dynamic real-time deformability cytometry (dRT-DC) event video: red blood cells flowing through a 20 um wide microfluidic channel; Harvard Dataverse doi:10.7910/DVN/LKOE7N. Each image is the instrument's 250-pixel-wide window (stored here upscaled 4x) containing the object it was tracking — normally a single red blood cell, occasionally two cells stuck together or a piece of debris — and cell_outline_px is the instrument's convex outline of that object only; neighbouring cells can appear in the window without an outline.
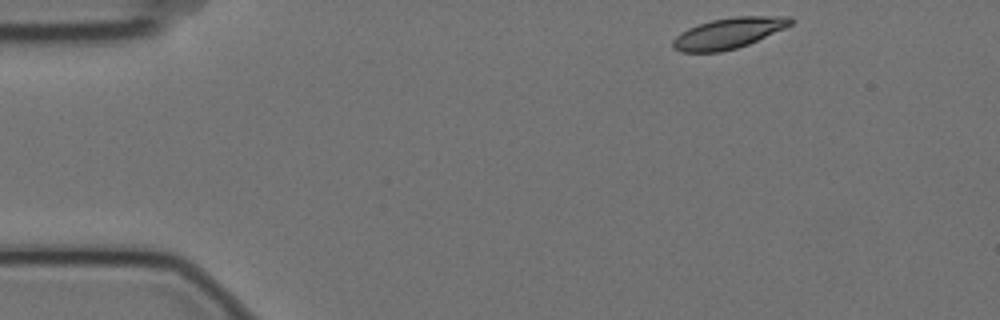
{"species": "Egyptian fruit bat (a non-hibernating species)", "species_latin": "Rousettus aegyptiacus", "temperature_condition": "cold", "stored_images_in_passage": 4, "camera_frame_rate_fps": 3000, "um_per_image_px": 0.085, "animal": {"sex": "female"}, "frame": {"image": 1, "passage_image": 1, "time_ms": 0.0, "image_size_px": [1000, 320], "cell_outline_px": [[796, 20], [792, 24], [784, 28], [748, 44], [736, 48], [720, 52], [680, 52], [672, 48], [672, 40], [680, 32], [688, 28], [712, 20], [736, 16], [792, 16]], "centroid_in_image_um": [61.92, 2.81], "position_along_channel_um": 23.1, "area_um2": 21.1}}
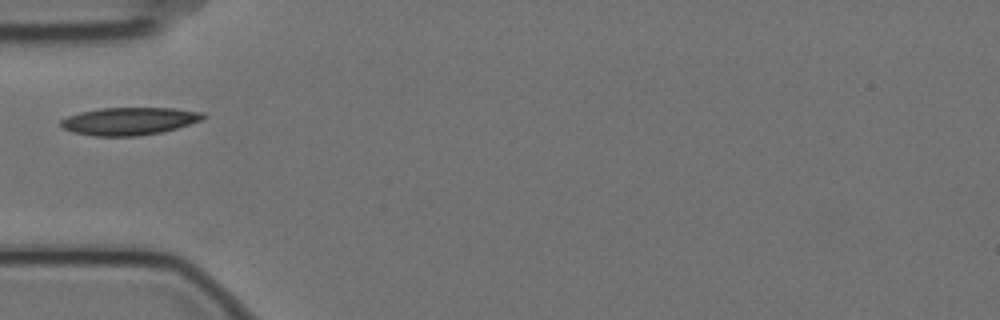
{"frame": {"image": 2, "passage_image": 4, "time_ms": 1.0, "image_size_px": [1000, 320], "cell_outline_px": [[208, 116], [200, 120], [176, 128], [160, 132], [136, 136], [96, 136], [72, 132], [64, 128], [60, 124], [60, 120], [68, 116], [80, 112], [100, 108], [172, 108], [204, 112]], "centroid_in_image_um": [10.98, 10.29], "position_along_channel_um": 74.0, "area_um2": 22.77}}